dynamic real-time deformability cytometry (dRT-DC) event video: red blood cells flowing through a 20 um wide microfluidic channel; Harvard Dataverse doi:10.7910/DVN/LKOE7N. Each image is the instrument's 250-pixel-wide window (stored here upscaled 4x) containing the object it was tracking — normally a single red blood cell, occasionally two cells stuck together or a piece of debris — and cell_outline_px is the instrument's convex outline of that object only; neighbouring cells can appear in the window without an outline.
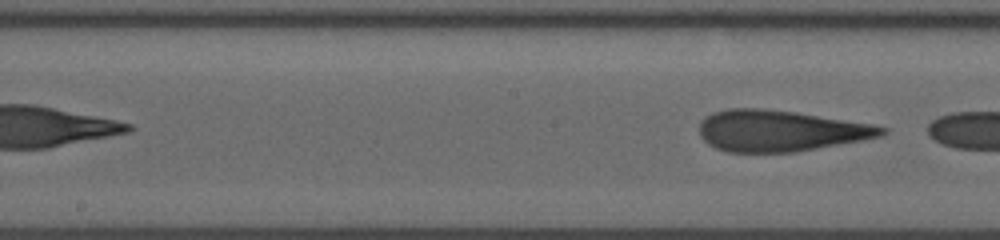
{"species": "human", "species_latin": "Homo sapiens", "temperature_condition": "room temperature", "stored_images_in_passage": 11, "segment_of_instrument_passage": [2, 2], "camera_frame_rate_fps": 3000, "um_per_image_px": 0.085, "donor": {"sex": "male"}, "frame": {"image": 1, "passage_image": 11, "time_ms": 5.0, "image_size_px": [1000, 240], "cell_outline_px": [[888, 132], [880, 136], [864, 140], [796, 152], [728, 152], [716, 148], [708, 144], [700, 136], [700, 124], [708, 116], [716, 112], [728, 108], [764, 108], [796, 112], [872, 124], [888, 128]], "centroid_in_image_um": [66.34, 11.12], "position_along_channel_um": 181.9, "area_um2": 43.7}}